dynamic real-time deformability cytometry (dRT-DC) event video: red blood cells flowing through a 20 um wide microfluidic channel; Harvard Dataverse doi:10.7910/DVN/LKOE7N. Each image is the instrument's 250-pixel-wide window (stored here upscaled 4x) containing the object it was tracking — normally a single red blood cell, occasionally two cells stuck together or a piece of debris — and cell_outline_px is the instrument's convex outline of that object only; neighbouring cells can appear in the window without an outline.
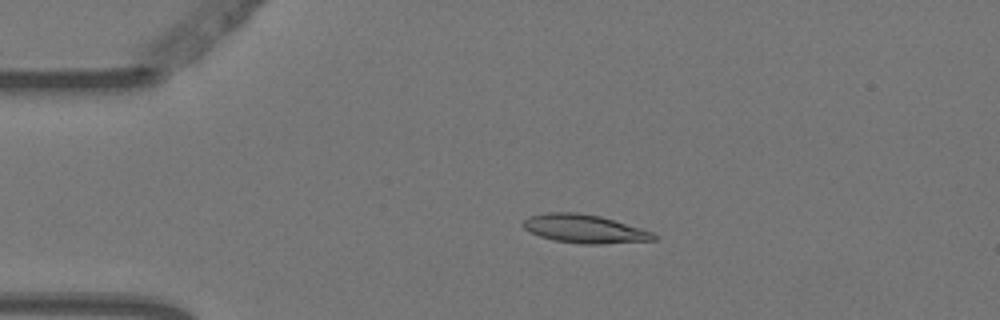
{"species": "Egyptian fruit bat (a non-hibernating species)", "species_latin": "Rousettus aegyptiacus", "temperature_condition": "warm", "stored_images_in_passage": 5, "camera_frame_rate_fps": 3000, "um_per_image_px": 0.085, "animal": {"sex": "female"}, "frame": {"image": 1, "passage_image": 4, "time_ms": 1.0, "image_size_px": [1000, 320], "cell_outline_px": [[656, 240], [604, 244], [580, 244], [552, 240], [540, 236], [524, 228], [520, 224], [528, 216], [548, 212], [576, 212], [600, 216], [640, 228], [652, 232], [656, 236]], "centroid_in_image_um": [49.65, 19.45], "position_along_channel_um": 35.4, "area_um2": 21.68}}